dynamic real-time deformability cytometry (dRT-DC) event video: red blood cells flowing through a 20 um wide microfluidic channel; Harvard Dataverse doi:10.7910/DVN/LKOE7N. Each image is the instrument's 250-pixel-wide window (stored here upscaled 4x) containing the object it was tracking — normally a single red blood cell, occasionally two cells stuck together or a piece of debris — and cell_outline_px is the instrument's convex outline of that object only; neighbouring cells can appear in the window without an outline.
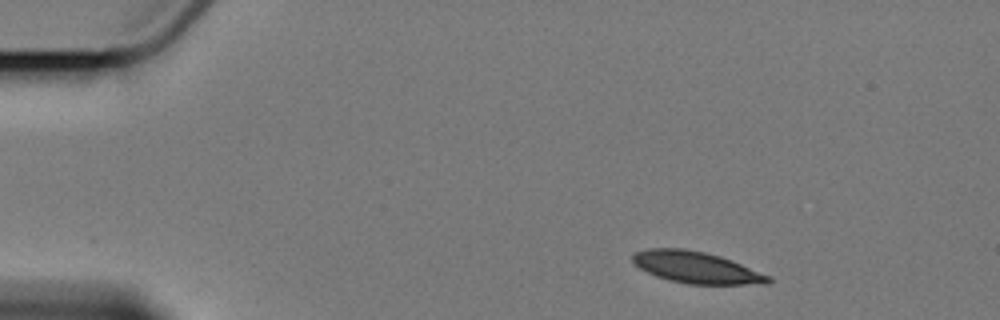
{"species": "Egyptian fruit bat (a non-hibernating species)", "species_latin": "Rousettus aegyptiacus", "temperature_condition": "cold", "stored_images_in_passage": 5, "camera_frame_rate_fps": 3000, "um_per_image_px": 0.085, "animal": {"sex": "female"}, "frame": {"image": 1, "passage_image": 1, "time_ms": 0.0, "image_size_px": [1000, 320], "cell_outline_px": [[772, 280], [768, 284], [688, 284], [668, 280], [656, 276], [640, 268], [632, 260], [632, 256], [636, 252], [648, 248], [684, 248], [704, 252], [720, 256], [732, 260], [772, 276]], "centroid_in_image_um": [59.22, 22.73], "position_along_channel_um": 25.8, "area_um2": 25.03}}
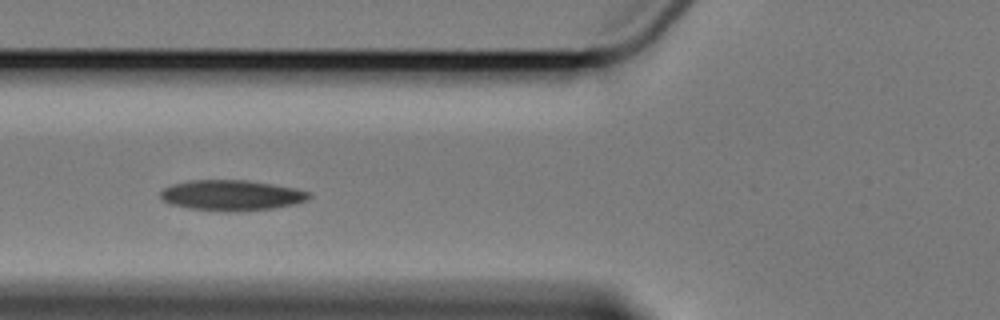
{"frame": {"image": 2, "passage_image": 4, "time_ms": 4.667, "image_size_px": [1000, 320], "cell_outline_px": [[312, 196], [308, 200], [296, 204], [272, 208], [236, 212], [224, 212], [188, 208], [168, 204], [160, 200], [160, 192], [164, 188], [172, 184], [192, 180], [248, 180], [296, 188], [312, 192]], "centroid_in_image_um": [19.69, 16.61], "position_along_channel_um": 106.1, "area_um2": 26.88}}
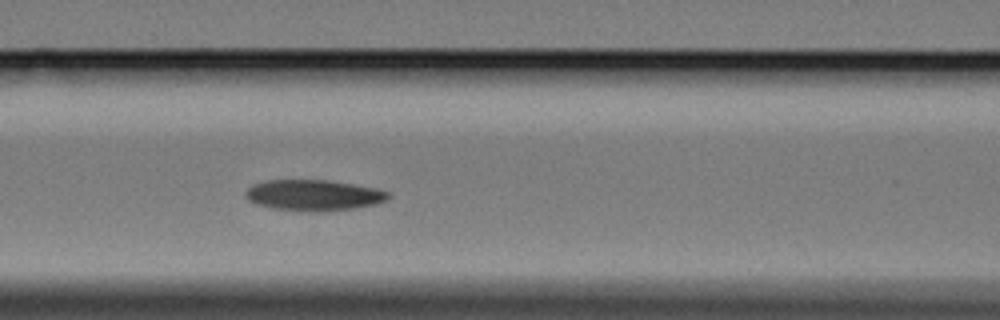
{"frame": {"image": 3, "passage_image": 5, "time_ms": 5.667, "image_size_px": [1000, 320], "cell_outline_px": [[392, 196], [388, 200], [376, 204], [356, 208], [328, 212], [308, 212], [272, 208], [256, 204], [248, 200], [244, 196], [244, 192], [252, 184], [268, 180], [328, 180], [376, 188], [392, 192]], "centroid_in_image_um": [26.69, 16.61], "position_along_channel_um": 139.9, "area_um2": 26.24}}